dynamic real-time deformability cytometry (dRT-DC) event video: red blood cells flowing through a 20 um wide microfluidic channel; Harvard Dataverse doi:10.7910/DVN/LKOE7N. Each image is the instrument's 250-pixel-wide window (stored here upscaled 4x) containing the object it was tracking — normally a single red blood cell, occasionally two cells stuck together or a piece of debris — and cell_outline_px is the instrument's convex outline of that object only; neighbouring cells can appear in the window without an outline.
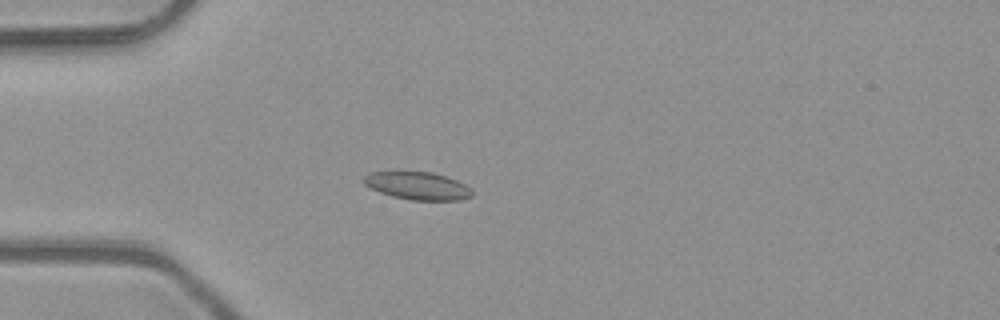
{"species": "common noctule bat (a hibernating species)", "species_latin": "Nyctalus noctula", "temperature_condition": "room temperature", "stored_images_in_passage": 51, "camera_frame_rate_fps": 3000, "um_per_image_px": 0.085, "animal": {"sex": "male", "body_mass_g": 23.1, "forearm_length_mm": 52.7}, "frame": {"image": 1, "passage_image": 15, "time_ms": 4.667, "image_size_px": [1000, 320], "cell_outline_px": [[472, 196], [460, 200], [412, 200], [392, 196], [380, 192], [364, 184], [364, 176], [368, 172], [432, 172], [448, 176], [472, 188]], "centroid_in_image_um": [35.53, 15.79], "position_along_channel_um": 49.5, "area_um2": 17.46}}
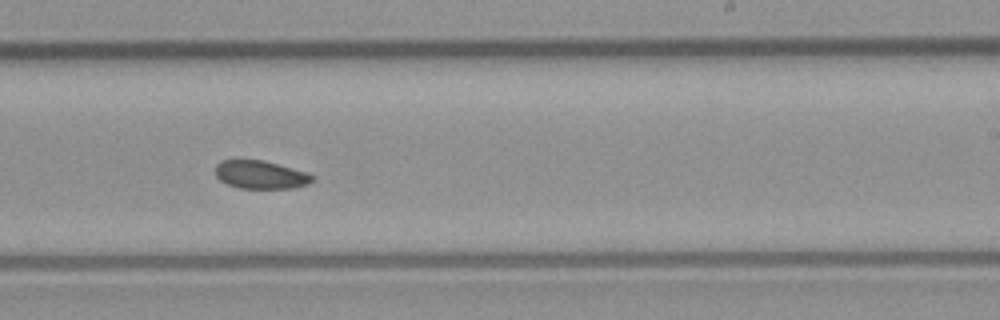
{"frame": {"image": 2, "passage_image": 32, "time_ms": 10.333, "image_size_px": [1000, 320], "cell_outline_px": [[316, 180], [308, 184], [292, 188], [240, 188], [228, 184], [220, 180], [216, 176], [216, 164], [220, 160], [264, 160], [308, 172]], "centroid_in_image_um": [22.17, 14.84], "position_along_channel_um": 266.8, "area_um2": 15.95}}
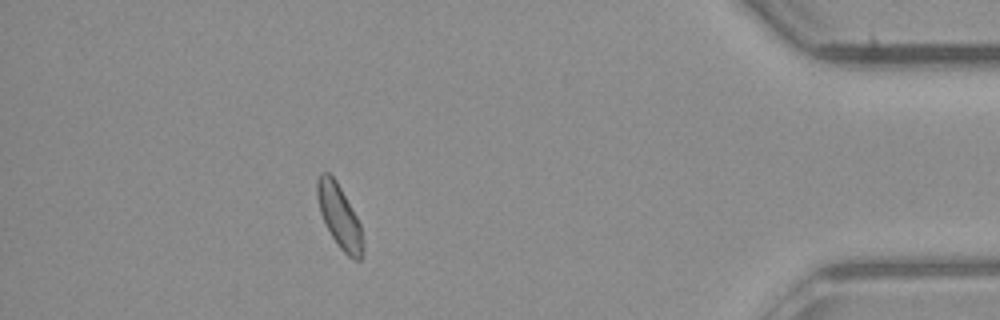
{"frame": {"image": 3, "passage_image": 46, "time_ms": 15.0, "image_size_px": [1000, 320], "cell_outline_px": [[364, 252], [360, 260], [352, 260], [340, 248], [332, 236], [320, 212], [316, 192], [316, 180], [320, 172], [328, 172], [336, 180], [356, 216], [360, 224], [364, 244]], "centroid_in_image_um": [28.85, 18.4], "position_along_channel_um": 406.3, "area_um2": 16.76}, "authors_computed_cell_mechanics": {"area_um2": 17.051, "velocity_mm_per_s": 4.0783, "shape_relaxation_time_tau1_ms": 3.6262, "shape_relaxation_time_tau2_ms": 9.5832, "deformation_change_tau1": 0.0813, "deformation_change_tau2": 0.1403}}